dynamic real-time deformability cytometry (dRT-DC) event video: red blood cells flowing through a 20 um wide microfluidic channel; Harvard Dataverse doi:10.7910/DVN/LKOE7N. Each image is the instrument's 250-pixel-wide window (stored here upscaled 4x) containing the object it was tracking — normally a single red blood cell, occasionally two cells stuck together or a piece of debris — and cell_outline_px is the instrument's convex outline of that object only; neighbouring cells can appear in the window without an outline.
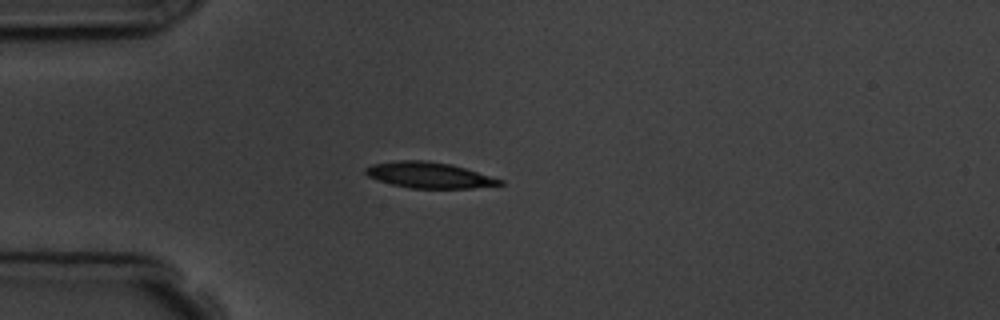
{"species": "common noctule bat (a hibernating species)", "species_latin": "Nyctalus noctula", "temperature_condition": "room temperature", "stored_images_in_passage": 2, "camera_frame_rate_fps": 3000, "um_per_image_px": 0.085, "animal": {"sex": "male", "body_mass_g": 19.5, "forearm_length_mm": 54.6}, "frame": {"image": 1, "passage_image": 1, "time_ms": 0.0, "image_size_px": [1000, 320], "cell_outline_px": [[504, 184], [472, 188], [412, 188], [392, 184], [376, 180], [368, 176], [364, 172], [364, 168], [372, 164], [400, 160], [428, 160], [452, 164], [504, 180]], "centroid_in_image_um": [36.46, 14.88], "position_along_channel_um": 48.5, "area_um2": 20.29}}